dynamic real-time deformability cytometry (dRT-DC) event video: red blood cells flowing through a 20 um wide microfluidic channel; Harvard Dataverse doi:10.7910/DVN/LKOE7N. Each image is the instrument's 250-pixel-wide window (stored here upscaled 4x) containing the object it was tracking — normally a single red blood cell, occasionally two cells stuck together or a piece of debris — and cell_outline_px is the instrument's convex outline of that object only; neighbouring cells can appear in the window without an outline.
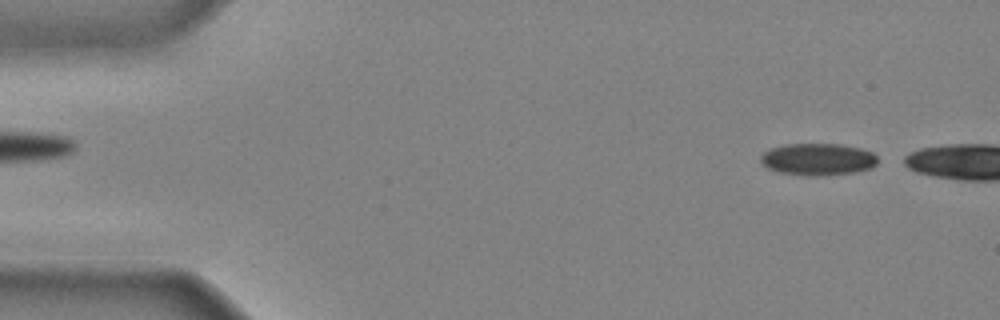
{"species": "common noctule bat (a hibernating species)", "species_latin": "Nyctalus noctula", "temperature_condition": "cold", "stored_images_in_passage": 5, "camera_frame_rate_fps": 3000, "um_per_image_px": 0.085, "animal": {"sex": "male", "body_mass_g": 20.4}, "frame": {"image": 1, "passage_image": 1, "time_ms": 0.0, "image_size_px": [1000, 320], "cell_outline_px": [[876, 164], [872, 168], [852, 172], [816, 176], [812, 176], [780, 172], [768, 168], [760, 160], [760, 156], [768, 148], [784, 144], [840, 144], [860, 148], [872, 152], [876, 156]], "centroid_in_image_um": [69.49, 13.52], "position_along_channel_um": 15.5, "area_um2": 21.68}}